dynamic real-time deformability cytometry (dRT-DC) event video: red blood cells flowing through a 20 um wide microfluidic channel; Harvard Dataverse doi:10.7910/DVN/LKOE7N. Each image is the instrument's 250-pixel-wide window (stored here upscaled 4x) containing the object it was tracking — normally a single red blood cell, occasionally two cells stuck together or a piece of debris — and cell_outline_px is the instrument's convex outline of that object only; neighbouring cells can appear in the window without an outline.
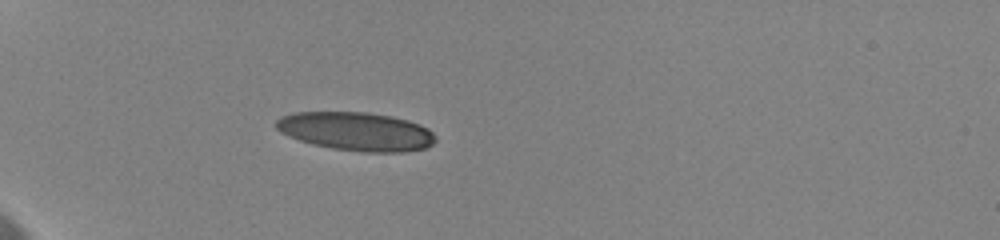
{"species": "human", "species_latin": "Homo sapiens", "temperature_condition": "cold", "stored_images_in_passage": 59, "camera_frame_rate_fps": 3000, "um_per_image_px": 0.085, "donor": {"sex": "female"}, "frame": {"image": 1, "passage_image": 15, "time_ms": 6.667, "image_size_px": [1000, 240], "cell_outline_px": [[436, 140], [432, 144], [424, 148], [404, 152], [364, 152], [332, 148], [312, 144], [288, 136], [280, 132], [276, 128], [276, 120], [280, 116], [296, 112], [368, 112], [392, 116], [408, 120], [420, 124], [428, 128], [436, 136]], "centroid_in_image_um": [30.28, 11.16], "position_along_channel_um": 54.7, "area_um2": 35.95}}
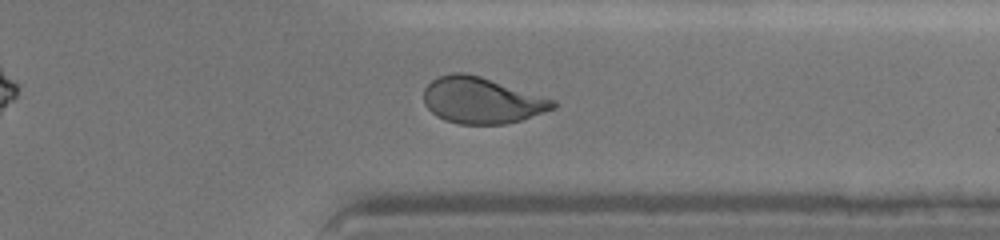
{"frame": {"image": 2, "passage_image": 48, "time_ms": 16.333, "image_size_px": [1000, 240], "cell_outline_px": [[556, 108], [520, 120], [504, 124], [460, 124], [444, 120], [436, 116], [424, 104], [424, 88], [432, 80], [440, 76], [452, 72], [464, 72], [480, 76], [556, 100]], "centroid_in_image_um": [40.93, 8.53], "position_along_channel_um": 370.5, "area_um2": 34.74}}
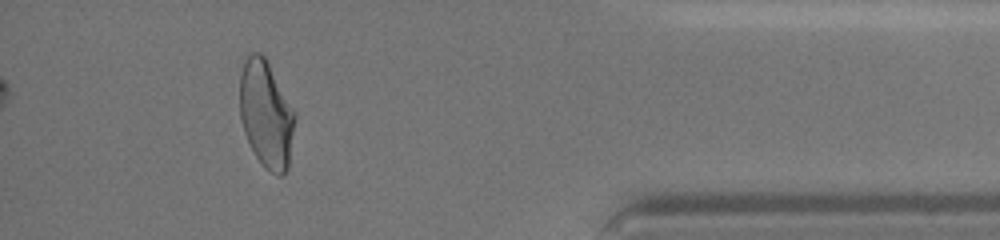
{"frame": {"image": 3, "passage_image": 55, "time_ms": 18.333, "image_size_px": [1000, 240], "cell_outline_px": [[296, 116], [288, 168], [280, 176], [276, 176], [264, 168], [260, 164], [244, 132], [240, 120], [240, 76], [244, 60], [248, 52], [260, 52], [264, 56], [296, 112]], "centroid_in_image_um": [22.62, 9.71], "position_along_channel_um": 412.6, "area_um2": 34.62}, "authors_computed_cell_mechanics": {"area_um2": 34.7378, "velocity_mm_per_s": 3.5745, "shape_relaxation_time_tau1_ms": 8.5993, "shape_relaxation_time_tau2_ms": 0.927, "deformation_change_tau1": 0.1948, "deformation_change_tau2": 0.0624}}